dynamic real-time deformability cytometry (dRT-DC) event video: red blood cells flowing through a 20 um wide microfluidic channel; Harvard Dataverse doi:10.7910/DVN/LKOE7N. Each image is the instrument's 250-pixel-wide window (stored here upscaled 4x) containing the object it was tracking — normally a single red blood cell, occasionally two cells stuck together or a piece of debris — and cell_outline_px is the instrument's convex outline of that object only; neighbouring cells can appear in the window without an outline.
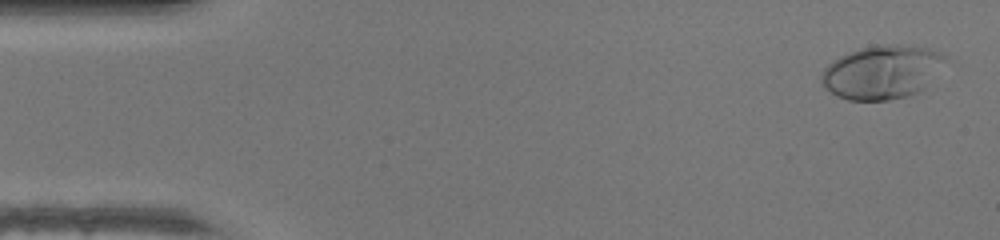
{"species": "human", "species_latin": "Homo sapiens", "temperature_condition": "warm", "stored_images_in_passage": 47, "camera_frame_rate_fps": 3000, "um_per_image_px": 0.085, "donor": {"sex": "female"}, "frame": {"image": 1, "passage_image": 2, "time_ms": 0.333, "image_size_px": [1000, 240], "cell_outline_px": [[944, 60], [924, 84], [916, 92], [908, 96], [888, 100], [848, 100], [836, 96], [824, 88], [820, 80], [820, 76], [824, 68], [828, 64], [840, 56], [848, 52], [860, 48], [884, 44], [892, 44], [928, 48], [940, 52], [944, 56]], "centroid_in_image_um": [74.84, 6.13], "position_along_channel_um": 10.2, "area_um2": 37.86}}
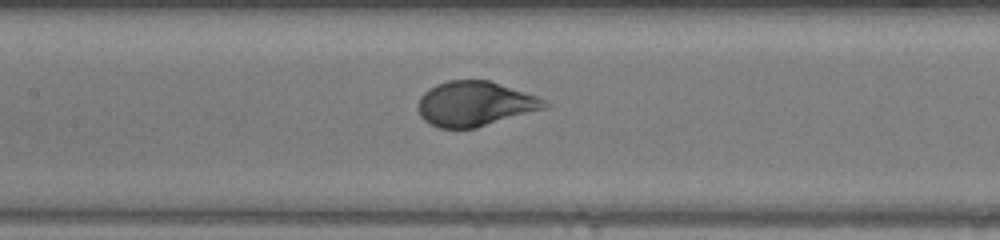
{"frame": {"image": 2, "passage_image": 22, "time_ms": 7.0, "image_size_px": [1000, 240], "cell_outline_px": [[552, 104], [548, 108], [476, 128], [440, 128], [424, 120], [420, 116], [416, 108], [416, 104], [420, 96], [428, 88], [436, 84], [448, 80], [488, 80], [548, 100]], "centroid_in_image_um": [40.37, 8.82], "position_along_channel_um": 167.0, "area_um2": 33.35}}
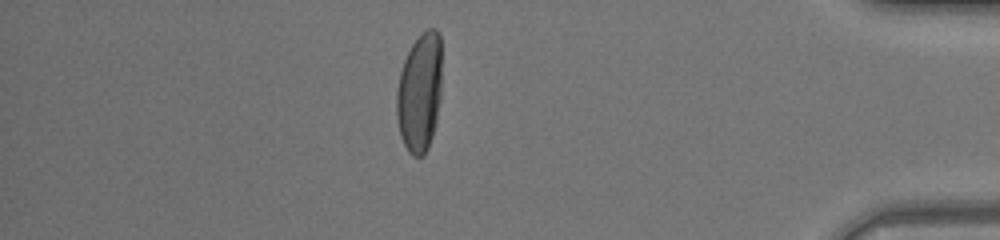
{"frame": {"image": 3, "passage_image": 41, "time_ms": 13.333, "image_size_px": [1000, 240], "cell_outline_px": [[440, 100], [436, 124], [428, 148], [424, 156], [412, 156], [408, 152], [400, 136], [396, 116], [396, 92], [400, 72], [404, 60], [412, 44], [428, 28], [436, 28], [440, 32]], "centroid_in_image_um": [35.66, 7.9], "position_along_channel_um": 399.5, "area_um2": 31.5}, "authors_computed_cell_mechanics": {"area_um2": 33.6396, "velocity_mm_per_s": 4.3447, "shape_relaxation_time_tau1_ms": 4.1062, "shape_relaxation_time_tau2_ms": null, "deformation_change_tau1": 0.2393, "deformation_change_tau2": null}}